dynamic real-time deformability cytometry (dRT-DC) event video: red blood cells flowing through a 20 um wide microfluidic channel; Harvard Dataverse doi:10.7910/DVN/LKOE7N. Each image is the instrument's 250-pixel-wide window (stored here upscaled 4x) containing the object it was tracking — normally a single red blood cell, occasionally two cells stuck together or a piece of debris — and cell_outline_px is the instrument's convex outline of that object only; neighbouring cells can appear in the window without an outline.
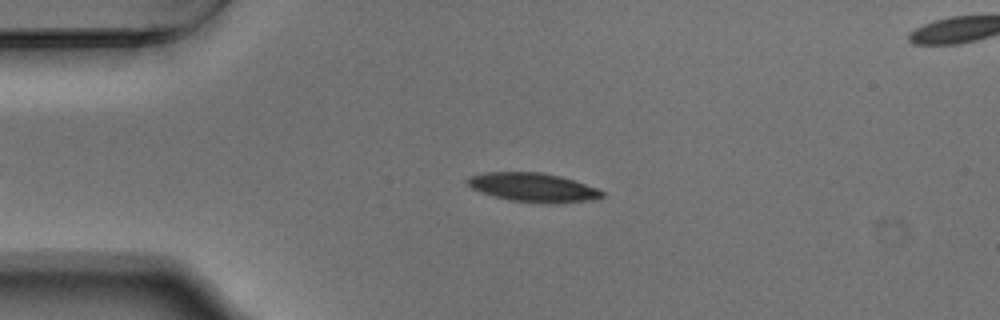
{"species": "Egyptian fruit bat (a non-hibernating species)", "species_latin": "Rousettus aegyptiacus", "temperature_condition": "warm", "stored_images_in_passage": 46, "camera_frame_rate_fps": 3000, "um_per_image_px": 0.085, "animal": {"sex": "male"}, "frame": {"image": 1, "passage_image": 13, "time_ms": 4.0, "image_size_px": [1000, 320], "cell_outline_px": [[604, 196], [584, 200], [512, 200], [496, 196], [472, 188], [464, 180], [468, 176], [484, 172], [540, 172], [560, 176], [596, 188], [604, 192]], "centroid_in_image_um": [45.19, 15.85], "position_along_channel_um": 39.8, "area_um2": 21.15}}
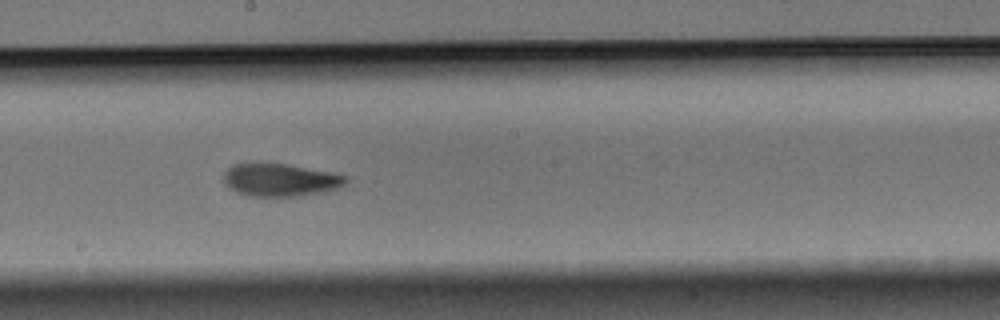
{"frame": {"image": 2, "passage_image": 30, "time_ms": 9.667, "image_size_px": [1000, 320], "cell_outline_px": [[348, 180], [344, 184], [336, 188], [320, 192], [296, 196], [248, 196], [236, 192], [224, 180], [224, 172], [232, 164], [248, 160], [252, 160], [288, 164], [332, 172], [348, 176]], "centroid_in_image_um": [23.77, 15.24], "position_along_channel_um": 224.4, "area_um2": 23.81}}
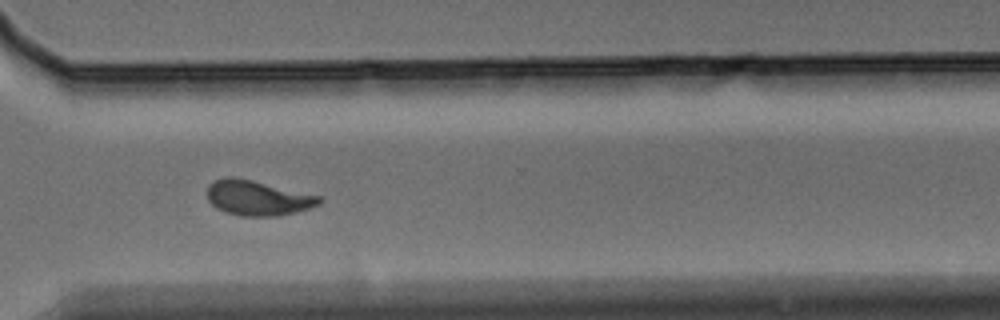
{"frame": {"image": 3, "passage_image": 40, "time_ms": 13.0, "image_size_px": [1000, 320], "cell_outline_px": [[324, 200], [320, 204], [296, 212], [280, 216], [240, 216], [216, 208], [208, 200], [208, 184], [212, 180], [224, 176], [236, 176], [320, 196]], "centroid_in_image_um": [21.88, 16.81], "position_along_channel_um": 348.7, "area_um2": 23.06}, "authors_computed_cell_mechanics": {"area_um2": 22.3686, "velocity_mm_per_s": 3.7384, "shape_relaxation_time_tau1_ms": 2.7519, "shape_relaxation_time_tau2_ms": 3.283, "deformation_change_tau1": 0.1702, "deformation_change_tau2": 0.1}}